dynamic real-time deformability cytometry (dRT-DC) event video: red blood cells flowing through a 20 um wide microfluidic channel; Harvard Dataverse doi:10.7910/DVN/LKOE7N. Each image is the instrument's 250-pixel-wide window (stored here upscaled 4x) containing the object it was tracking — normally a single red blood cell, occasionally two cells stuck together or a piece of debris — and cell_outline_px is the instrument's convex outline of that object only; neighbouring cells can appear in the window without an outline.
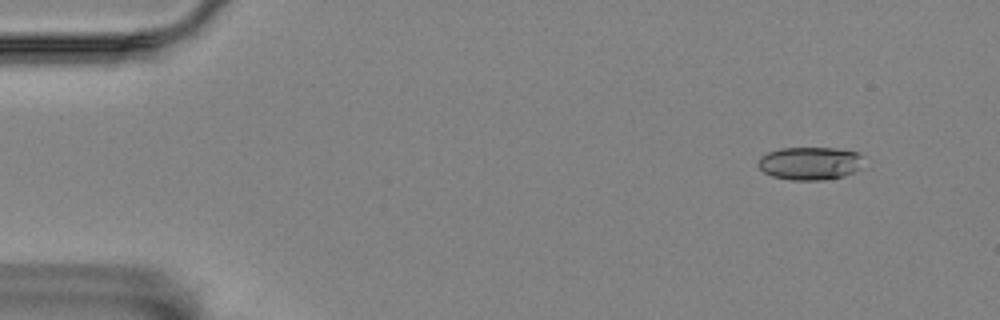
{"species": "Egyptian fruit bat (a non-hibernating species)", "species_latin": "Rousettus aegyptiacus", "temperature_condition": "room temperature", "stored_images_in_passage": 53, "camera_frame_rate_fps": 3000, "um_per_image_px": 0.085, "animal": {"sex": "female"}, "frame": {"image": 1, "passage_image": 1, "time_ms": 0.0, "image_size_px": [1000, 320], "cell_outline_px": [[864, 156], [856, 172], [844, 176], [824, 180], [792, 180], [772, 176], [764, 172], [756, 164], [760, 156], [768, 152], [780, 148], [836, 148], [856, 152]], "centroid_in_image_um": [68.83, 13.88], "position_along_channel_um": 16.2, "area_um2": 20.4}}
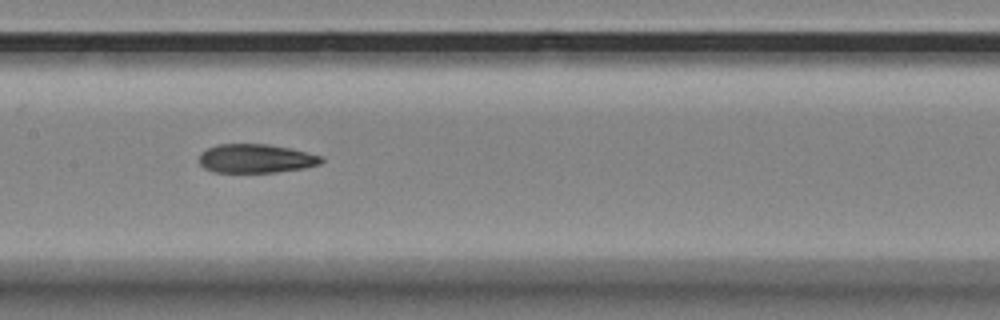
{"frame": {"image": 2, "passage_image": 24, "time_ms": 7.667, "image_size_px": [1000, 320], "cell_outline_px": [[324, 160], [320, 164], [304, 168], [276, 172], [212, 172], [204, 168], [200, 164], [200, 152], [208, 148], [220, 144], [268, 144], [288, 148], [324, 156]], "centroid_in_image_um": [21.76, 13.48], "position_along_channel_um": 185.6, "area_um2": 20.52}}
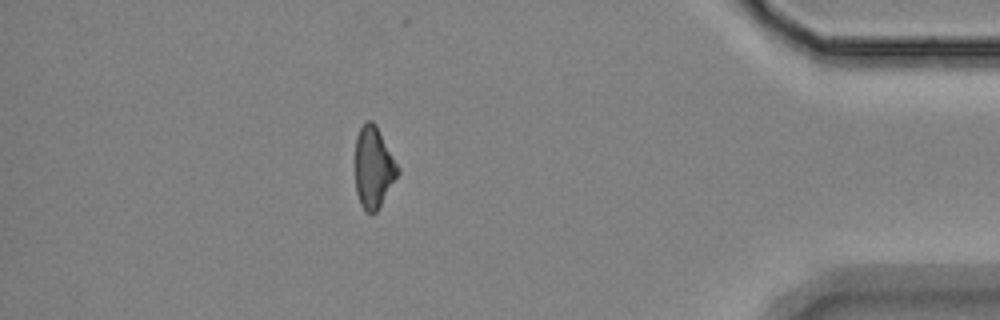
{"frame": {"image": 3, "passage_image": 46, "time_ms": 15.0, "image_size_px": [1000, 320], "cell_outline_px": [[400, 172], [376, 212], [368, 212], [360, 204], [356, 192], [356, 136], [364, 120], [372, 120], [376, 124], [400, 168]], "centroid_in_image_um": [31.76, 14.18], "position_along_channel_um": 403.4, "area_um2": 20.11}, "authors_computed_cell_mechanics": {"area_um2": 20.9236, "velocity_mm_per_s": 3.5217, "shape_relaxation_time_tau1_ms": null, "shape_relaxation_time_tau2_ms": 4.9447, "deformation_change_tau1": null, "deformation_change_tau2": 0.1315}}